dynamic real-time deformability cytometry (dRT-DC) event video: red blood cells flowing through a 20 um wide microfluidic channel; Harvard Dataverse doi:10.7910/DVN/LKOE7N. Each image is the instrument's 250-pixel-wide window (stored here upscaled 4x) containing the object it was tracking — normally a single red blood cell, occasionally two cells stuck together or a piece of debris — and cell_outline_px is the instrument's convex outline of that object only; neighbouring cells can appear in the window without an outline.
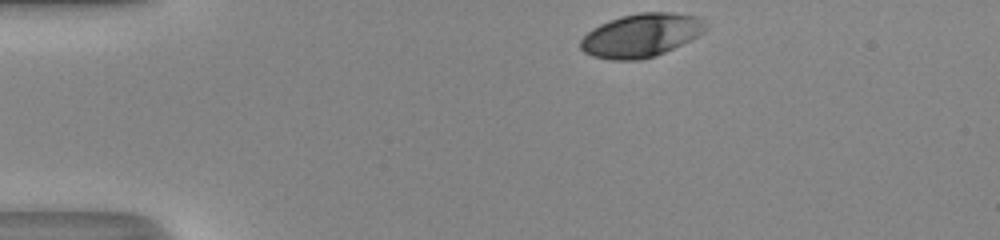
{"species": "human", "species_latin": "Homo sapiens", "temperature_condition": "room temperature", "stored_images_in_passage": 32, "camera_frame_rate_fps": 3000, "um_per_image_px": 0.085, "donor": {"sex": "male"}, "frame": {"image": 1, "passage_image": 1, "time_ms": 0.0, "image_size_px": [1000, 240], "cell_outline_px": [[708, 28], [704, 32], [692, 40], [656, 56], [640, 60], [612, 60], [592, 56], [584, 52], [580, 48], [580, 40], [592, 28], [600, 24], [620, 16], [640, 12], [672, 12], [700, 16], [708, 24]], "centroid_in_image_um": [54.54, 2.99], "position_along_channel_um": 30.5, "area_um2": 32.14}}
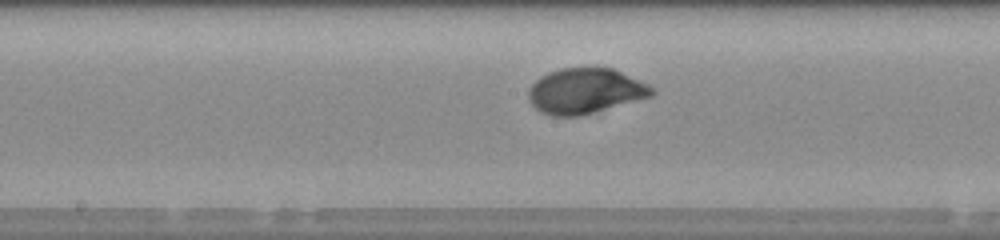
{"frame": {"image": 2, "passage_image": 18, "time_ms": 5.667, "image_size_px": [1000, 240], "cell_outline_px": [[656, 92], [652, 96], [580, 116], [552, 116], [540, 112], [528, 100], [528, 88], [540, 76], [548, 72], [560, 68], [612, 68], [648, 84]], "centroid_in_image_um": [49.71, 7.74], "position_along_channel_um": 198.5, "area_um2": 32.54}}
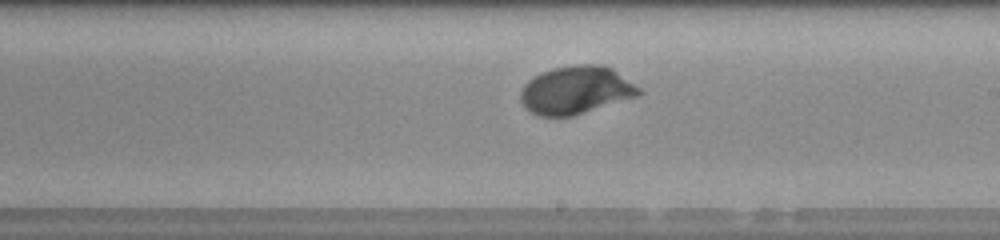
{"frame": {"image": 3, "passage_image": 21, "time_ms": 6.667, "image_size_px": [1000, 240], "cell_outline_px": [[644, 92], [640, 96], [572, 116], [540, 116], [524, 108], [520, 100], [520, 88], [528, 80], [540, 72], [552, 68], [576, 64], [604, 64], [612, 68], [640, 88]], "centroid_in_image_um": [48.95, 7.65], "position_along_channel_um": 240.0, "area_um2": 33.47}, "authors_computed_cell_mechanics": {"area_um2": 32.4836, "velocity_mm_per_s": 4.1778, "shape_relaxation_time_tau1_ms": 2.421, "shape_relaxation_time_tau2_ms": null, "deformation_change_tau1": 0.1464, "deformation_change_tau2": null}}